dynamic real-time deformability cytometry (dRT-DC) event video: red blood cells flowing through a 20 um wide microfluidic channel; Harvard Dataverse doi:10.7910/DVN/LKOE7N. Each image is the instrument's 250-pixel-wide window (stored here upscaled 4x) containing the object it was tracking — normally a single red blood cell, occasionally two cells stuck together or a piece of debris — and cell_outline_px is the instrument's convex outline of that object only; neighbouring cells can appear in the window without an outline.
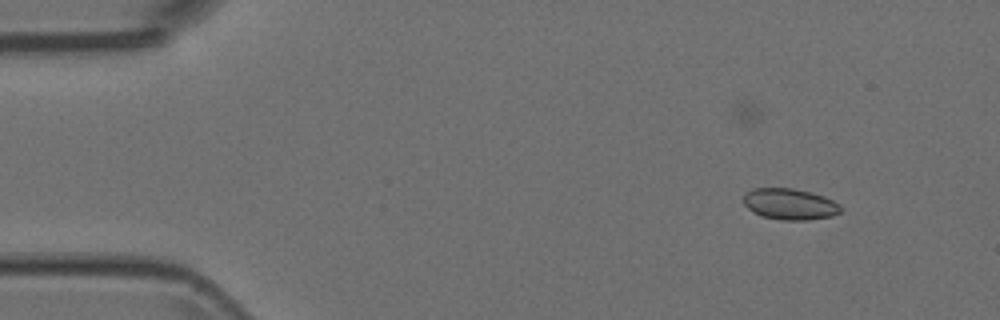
{"species": "Egyptian fruit bat (a non-hibernating species)", "species_latin": "Rousettus aegyptiacus", "temperature_condition": "room temperature", "stored_images_in_passage": 3, "camera_frame_rate_fps": 3000, "um_per_image_px": 0.085, "animal": {"sex": "female"}, "frame": {"image": 1, "passage_image": 1, "time_ms": 0.0, "image_size_px": [1000, 320], "cell_outline_px": [[840, 212], [832, 216], [808, 220], [780, 220], [760, 216], [748, 208], [744, 204], [744, 192], [756, 188], [792, 188], [812, 192], [824, 196], [840, 204]], "centroid_in_image_um": [67.13, 17.35], "position_along_channel_um": 17.9, "area_um2": 17.74}}